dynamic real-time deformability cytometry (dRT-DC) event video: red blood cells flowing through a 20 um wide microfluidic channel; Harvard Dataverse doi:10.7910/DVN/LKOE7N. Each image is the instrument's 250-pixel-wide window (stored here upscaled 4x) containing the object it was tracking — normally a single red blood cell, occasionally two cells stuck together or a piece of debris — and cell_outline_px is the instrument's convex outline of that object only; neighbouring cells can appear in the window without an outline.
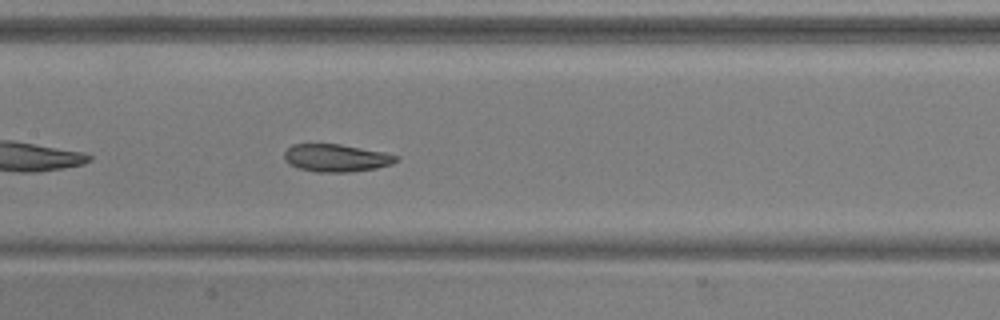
{"species": "common noctule bat (a hibernating species)", "species_latin": "Nyctalus noctula", "temperature_condition": "warm", "stored_images_in_passage": 39, "camera_frame_rate_fps": 3000, "um_per_image_px": 0.085, "animal": {"sex": "male", "body_mass_g": 20.5, "forearm_length_mm": 52.5}, "frame": {"image": 1, "passage_image": 12, "time_ms": 3.667, "image_size_px": [1000, 320], "cell_outline_px": [[400, 160], [392, 164], [376, 168], [348, 172], [316, 172], [300, 168], [288, 164], [284, 160], [284, 152], [292, 144], [340, 144], [384, 152], [400, 156]], "centroid_in_image_um": [28.59, 13.42], "position_along_channel_um": 178.8, "area_um2": 18.09}, "authors_computed_cell_mechanics": {"area_um2": 19.3052, "velocity_mm_per_s": 3.8722, "shape_relaxation_time_tau1_ms": 4.3737, "shape_relaxation_time_tau2_ms": 2.1685, "deformation_change_tau1": 0.1489, "deformation_change_tau2": 0.0914}}